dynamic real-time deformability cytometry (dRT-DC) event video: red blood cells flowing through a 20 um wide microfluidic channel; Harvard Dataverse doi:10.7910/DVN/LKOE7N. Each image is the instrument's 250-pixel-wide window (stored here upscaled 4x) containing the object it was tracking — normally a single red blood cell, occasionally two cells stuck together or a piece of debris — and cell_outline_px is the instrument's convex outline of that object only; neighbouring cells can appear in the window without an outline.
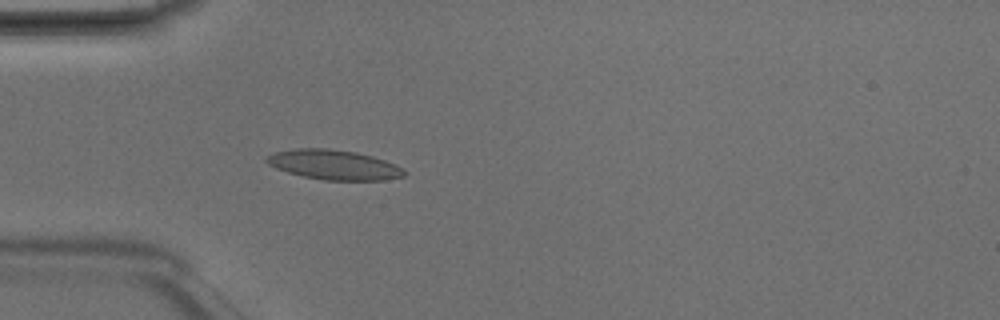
{"species": "Egyptian fruit bat (a non-hibernating species)", "species_latin": "Rousettus aegyptiacus", "temperature_condition": "room temperature", "stored_images_in_passage": 5, "camera_frame_rate_fps": 3000, "um_per_image_px": 0.085, "animal": {"sex": "male"}, "frame": {"image": 1, "passage_image": 5, "time_ms": 1.333, "image_size_px": [1000, 320], "cell_outline_px": [[408, 172], [404, 176], [384, 180], [324, 180], [304, 176], [288, 172], [276, 168], [268, 164], [264, 160], [268, 156], [276, 152], [296, 148], [328, 148], [356, 152], [372, 156], [384, 160]], "centroid_in_image_um": [28.37, 14.0], "position_along_channel_um": 56.6, "area_um2": 23.64}}